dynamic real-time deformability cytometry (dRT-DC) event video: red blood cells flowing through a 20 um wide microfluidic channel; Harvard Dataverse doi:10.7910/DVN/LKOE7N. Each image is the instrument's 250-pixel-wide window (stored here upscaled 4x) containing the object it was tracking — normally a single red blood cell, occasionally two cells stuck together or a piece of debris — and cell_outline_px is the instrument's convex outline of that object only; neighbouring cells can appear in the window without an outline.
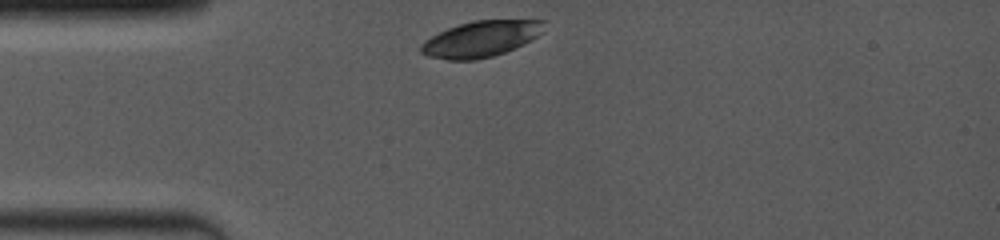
{"species": "common noctule bat (a hibernating species)", "species_latin": "Nyctalus noctula", "temperature_condition": "room temperature", "stored_images_in_passage": 41, "camera_frame_rate_fps": 4000, "um_per_image_px": 0.085, "animal": {"sex": "female", "body_mass_g": 19.0, "forearm_length_mm": 53.3}, "frame": {"image": 1, "passage_image": 1, "time_ms": 0.0, "image_size_px": [1000, 240], "cell_outline_px": [[548, 20], [544, 32], [524, 44], [504, 52], [492, 56], [476, 60], [448, 60], [428, 56], [420, 52], [420, 44], [424, 40], [448, 28], [472, 20]], "centroid_in_image_um": [40.91, 3.3], "position_along_channel_um": 44.1, "area_um2": 25.95}}
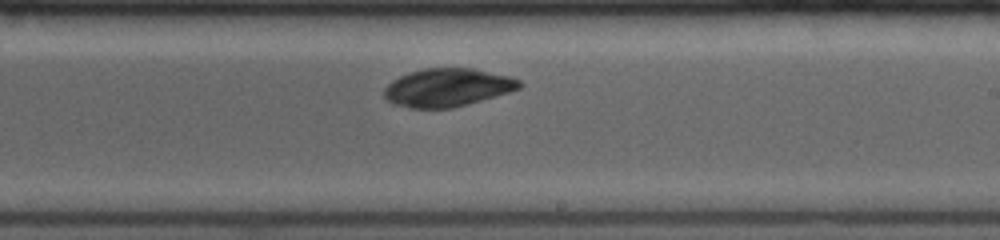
{"frame": {"image": 2, "passage_image": 24, "time_ms": 5.75, "image_size_px": [1000, 240], "cell_outline_px": [[524, 84], [520, 88], [496, 96], [468, 104], [452, 108], [408, 108], [392, 104], [384, 100], [384, 88], [392, 80], [408, 72], [424, 68], [472, 68], [508, 76], [520, 80]], "centroid_in_image_um": [37.99, 7.45], "position_along_channel_um": 251.0, "area_um2": 30.23}}
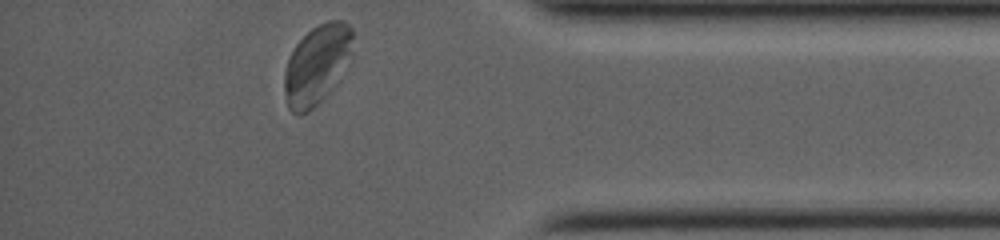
{"frame": {"image": 3, "passage_image": 41, "time_ms": 10.0, "image_size_px": [1000, 240], "cell_outline_px": [[352, 60], [336, 84], [308, 112], [300, 116], [296, 116], [288, 108], [284, 92], [284, 72], [288, 60], [296, 44], [312, 28], [328, 20], [344, 20], [352, 28]], "centroid_in_image_um": [26.95, 5.51], "position_along_channel_um": 408.2, "area_um2": 31.91}}